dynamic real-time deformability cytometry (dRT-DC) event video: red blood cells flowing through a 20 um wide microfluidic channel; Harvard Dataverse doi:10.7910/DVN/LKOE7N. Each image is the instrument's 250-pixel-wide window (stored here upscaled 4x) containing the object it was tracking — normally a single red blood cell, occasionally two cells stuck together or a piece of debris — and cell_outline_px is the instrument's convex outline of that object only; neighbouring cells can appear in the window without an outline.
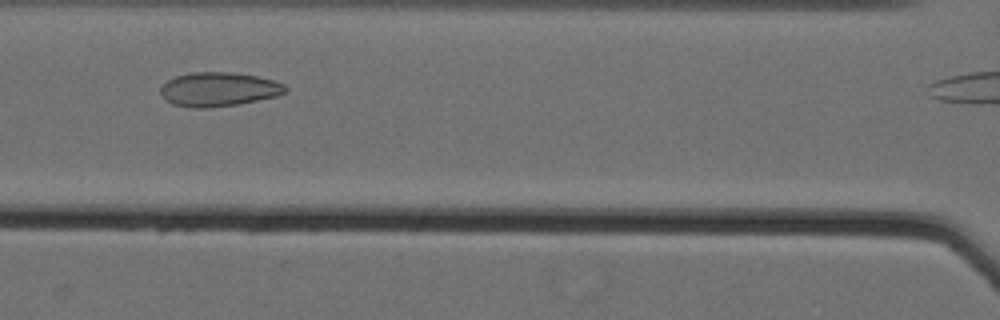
{"species": "Egyptian fruit bat (a non-hibernating species)", "species_latin": "Rousettus aegyptiacus", "temperature_condition": "cold", "stored_images_in_passage": 38, "camera_frame_rate_fps": 3000, "um_per_image_px": 0.085, "animal": {"sex": "female"}, "frame": {"image": 1, "passage_image": 14, "time_ms": 4.333, "image_size_px": [1000, 320], "cell_outline_px": [[288, 88], [284, 92], [276, 96], [236, 104], [204, 108], [192, 108], [172, 104], [160, 92], [160, 88], [168, 80], [176, 76], [188, 72], [232, 72], [256, 76], [272, 80], [284, 84]], "centroid_in_image_um": [18.57, 7.58], "position_along_channel_um": 148.0, "area_um2": 24.51}}
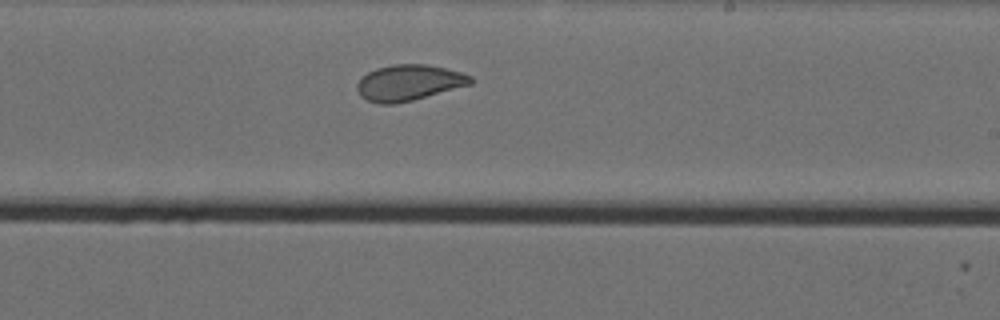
{"frame": {"image": 2, "passage_image": 23, "time_ms": 7.333, "image_size_px": [1000, 320], "cell_outline_px": [[476, 80], [472, 84], [412, 100], [392, 104], [376, 104], [360, 96], [356, 88], [356, 84], [368, 72], [376, 68], [392, 64], [428, 64], [460, 72], [472, 76]], "centroid_in_image_um": [34.76, 7.02], "position_along_channel_um": 254.2, "area_um2": 23.76}}
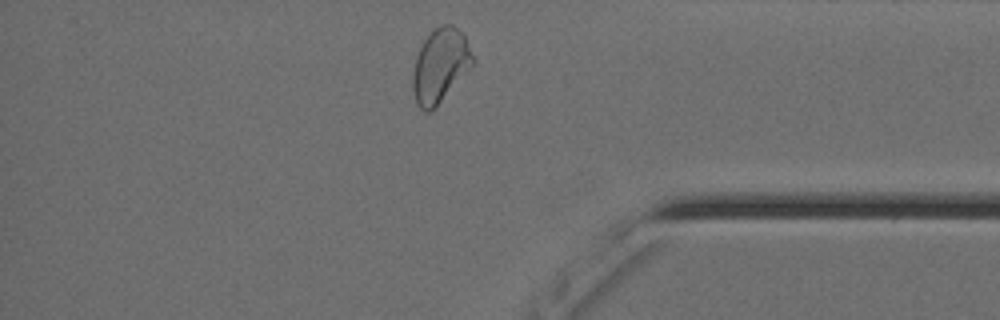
{"frame": {"image": 3, "passage_image": 36, "time_ms": 11.667, "image_size_px": [1000, 320], "cell_outline_px": [[476, 64], [428, 112], [424, 112], [416, 104], [412, 88], [412, 76], [416, 56], [424, 40], [440, 24], [452, 24], [464, 36], [476, 60]], "centroid_in_image_um": [37.43, 5.56], "position_along_channel_um": 397.8, "area_um2": 25.55}}